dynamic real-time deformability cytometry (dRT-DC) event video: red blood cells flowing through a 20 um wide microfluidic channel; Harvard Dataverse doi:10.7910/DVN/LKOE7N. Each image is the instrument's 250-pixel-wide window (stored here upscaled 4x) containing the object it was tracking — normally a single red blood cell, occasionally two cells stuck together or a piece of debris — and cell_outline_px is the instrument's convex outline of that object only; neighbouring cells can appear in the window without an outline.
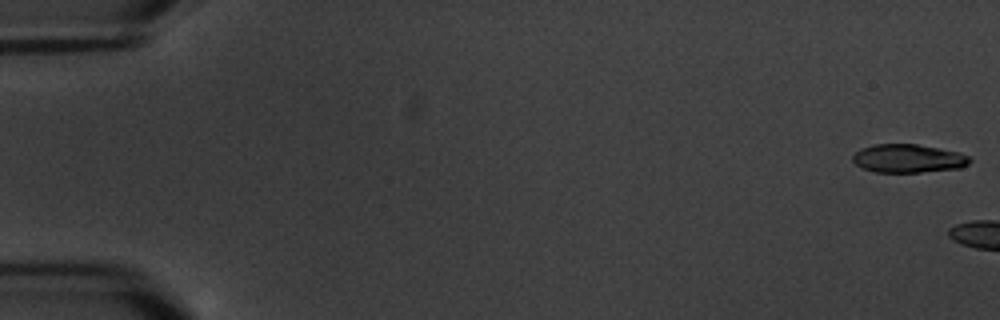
{"species": "common noctule bat (a hibernating species)", "species_latin": "Nyctalus noctula", "temperature_condition": "warm", "stored_images_in_passage": 3, "camera_frame_rate_fps": 3000, "um_per_image_px": 0.085, "animal": {"sex": "male", "body_mass_g": 20.1, "forearm_length_mm": 53.5}, "frame": {"image": 1, "passage_image": 1, "time_ms": 0.0, "image_size_px": [1000, 320], "cell_outline_px": [[972, 160], [968, 164], [960, 168], [920, 172], [876, 172], [864, 168], [856, 164], [852, 160], [852, 156], [860, 148], [876, 144], [916, 144], [960, 152], [968, 156]], "centroid_in_image_um": [77.21, 13.46], "position_along_channel_um": 7.8, "area_um2": 19.31}}